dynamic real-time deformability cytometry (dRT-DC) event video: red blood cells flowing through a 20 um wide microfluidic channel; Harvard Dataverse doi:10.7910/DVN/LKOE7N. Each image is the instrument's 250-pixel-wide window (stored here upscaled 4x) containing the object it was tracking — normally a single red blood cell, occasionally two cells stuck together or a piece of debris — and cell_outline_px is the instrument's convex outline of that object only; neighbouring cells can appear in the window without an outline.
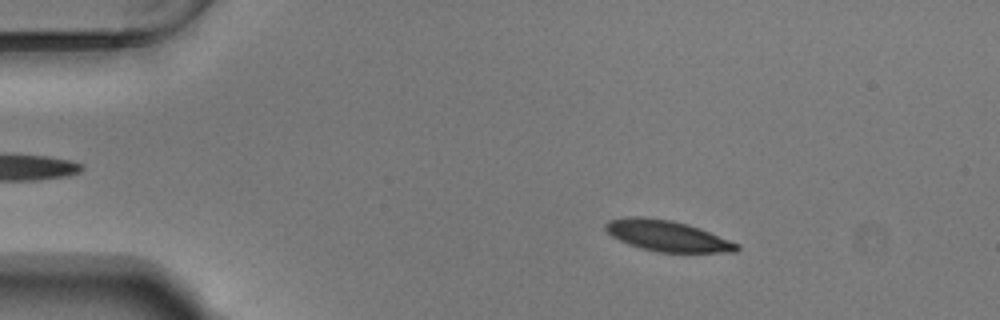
{"species": "Egyptian fruit bat (a non-hibernating species)", "species_latin": "Rousettus aegyptiacus", "temperature_condition": "warm", "stored_images_in_passage": 54, "camera_frame_rate_fps": 3000, "um_per_image_px": 0.085, "animal": {"sex": "male"}, "frame": {"image": 1, "passage_image": 9, "time_ms": 2.667, "image_size_px": [1000, 320], "cell_outline_px": [[740, 248], [736, 252], [656, 252], [640, 248], [628, 244], [612, 236], [604, 228], [604, 224], [608, 220], [628, 216], [640, 216], [672, 220], [688, 224], [700, 228], [740, 244]], "centroid_in_image_um": [56.71, 20.04], "position_along_channel_um": 28.3, "area_um2": 23.76}}
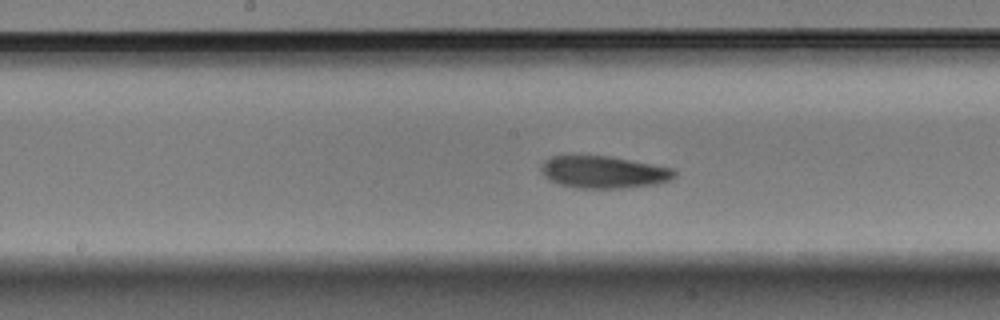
{"frame": {"image": 2, "passage_image": 28, "time_ms": 9.0, "image_size_px": [1000, 320], "cell_outline_px": [[676, 176], [668, 180], [656, 184], [620, 188], [576, 188], [560, 184], [548, 180], [544, 176], [540, 168], [544, 160], [552, 156], [608, 156], [652, 164], [672, 168], [676, 172]], "centroid_in_image_um": [51.28, 14.63], "position_along_channel_um": 196.9, "area_um2": 24.85}}
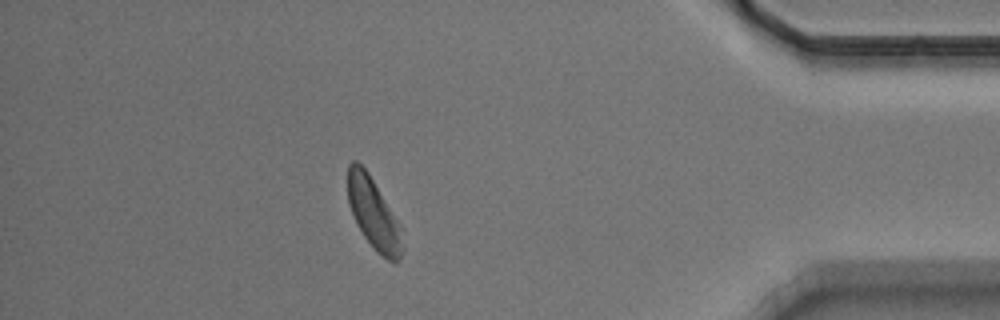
{"frame": {"image": 3, "passage_image": 48, "time_ms": 15.667, "image_size_px": [1000, 320], "cell_outline_px": [[404, 248], [400, 260], [396, 264], [380, 256], [376, 252], [364, 236], [356, 224], [348, 204], [348, 164], [352, 160], [356, 160], [368, 172], [400, 224]], "centroid_in_image_um": [31.77, 18.21], "position_along_channel_um": 403.4, "area_um2": 22.83}, "authors_computed_cell_mechanics": {"area_um2": 24.1315, "velocity_mm_per_s": 3.6921, "shape_relaxation_time_tau1_ms": 4.7195, "shape_relaxation_time_tau2_ms": null, "deformation_change_tau1": 0.1232, "deformation_change_tau2": null}}